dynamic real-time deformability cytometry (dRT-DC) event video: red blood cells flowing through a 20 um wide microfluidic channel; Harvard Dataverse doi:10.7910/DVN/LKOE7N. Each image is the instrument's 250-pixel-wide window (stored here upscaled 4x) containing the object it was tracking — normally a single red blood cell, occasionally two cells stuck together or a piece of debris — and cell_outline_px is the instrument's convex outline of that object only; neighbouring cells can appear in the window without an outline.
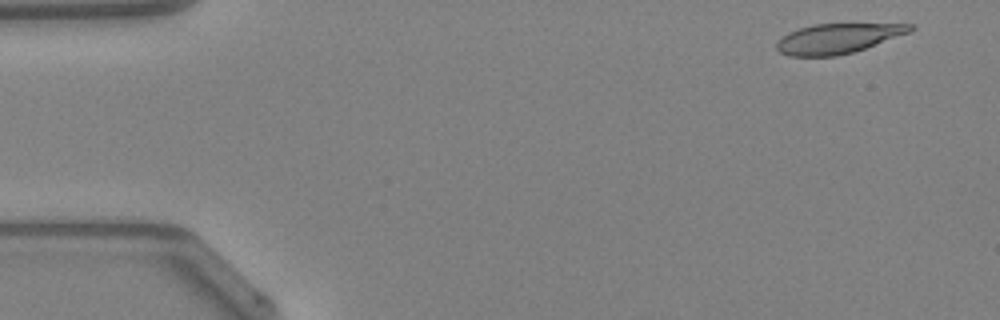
{"species": "Egyptian fruit bat (a non-hibernating species)", "species_latin": "Rousettus aegyptiacus", "temperature_condition": "warm", "stored_images_in_passage": 43, "camera_frame_rate_fps": 3000, "um_per_image_px": 0.085, "animal": {"sex": "female"}, "frame": {"image": 1, "passage_image": 1, "time_ms": 0.0, "image_size_px": [1000, 320], "cell_outline_px": [[916, 28], [912, 32], [852, 52], [836, 56], [788, 56], [780, 52], [776, 48], [776, 40], [788, 32], [812, 24], [912, 24]], "centroid_in_image_um": [71.19, 3.27], "position_along_channel_um": 13.8, "area_um2": 23.24}}
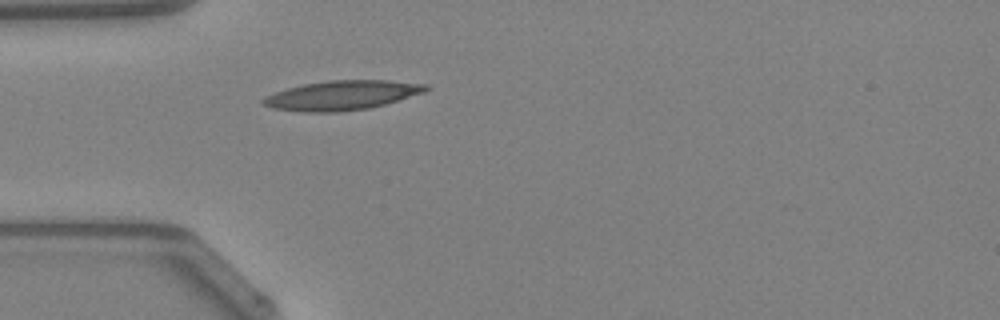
{"frame": {"image": 2, "passage_image": 12, "time_ms": 3.667, "image_size_px": [1000, 320], "cell_outline_px": [[432, 88], [424, 92], [384, 104], [368, 108], [336, 112], [304, 112], [276, 108], [264, 104], [260, 100], [264, 96], [288, 88], [304, 84], [328, 80], [388, 80], [428, 84]], "centroid_in_image_um": [29.09, 8.09], "position_along_channel_um": 55.9, "area_um2": 27.69}}
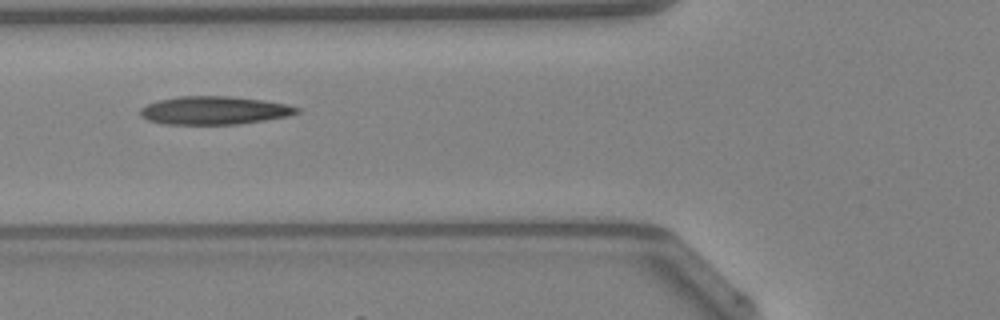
{"frame": {"image": 3, "passage_image": 16, "time_ms": 5.0, "image_size_px": [1000, 320], "cell_outline_px": [[300, 112], [288, 116], [264, 120], [236, 124], [164, 124], [148, 120], [140, 116], [140, 108], [148, 104], [160, 100], [176, 96], [228, 96], [260, 100], [288, 104], [300, 108]], "centroid_in_image_um": [18.2, 9.38], "position_along_channel_um": 107.6, "area_um2": 25.61}}